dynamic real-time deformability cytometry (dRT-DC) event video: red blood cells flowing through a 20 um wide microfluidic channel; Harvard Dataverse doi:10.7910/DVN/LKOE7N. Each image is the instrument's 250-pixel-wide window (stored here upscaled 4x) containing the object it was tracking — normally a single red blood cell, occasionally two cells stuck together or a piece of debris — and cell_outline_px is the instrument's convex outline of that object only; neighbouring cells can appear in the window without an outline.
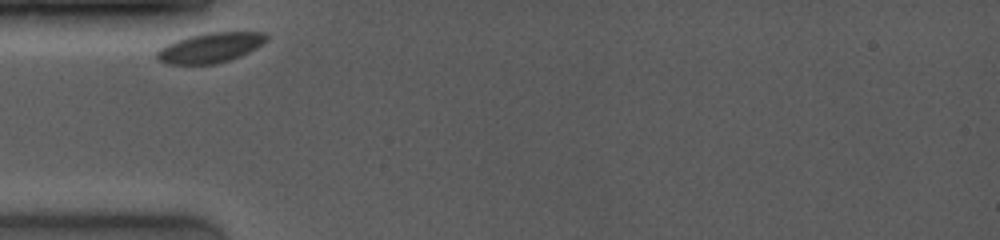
{"species": "common noctule bat (a hibernating species)", "species_latin": "Nyctalus noctula", "temperature_condition": "room temperature", "stored_images_in_passage": 33, "camera_frame_rate_fps": 4000, "um_per_image_px": 0.085, "animal": {"sex": "female", "body_mass_g": 19.0, "forearm_length_mm": 53.3}, "frame": {"image": 1, "passage_image": 1, "time_ms": 0.0, "image_size_px": [1000, 240], "cell_outline_px": [[268, 40], [256, 48], [240, 56], [216, 64], [164, 64], [156, 56], [156, 52], [160, 48], [176, 40], [188, 36], [208, 32], [264, 32], [268, 36]], "centroid_in_image_um": [17.88, 4.05], "position_along_channel_um": 67.1, "area_um2": 19.07}}
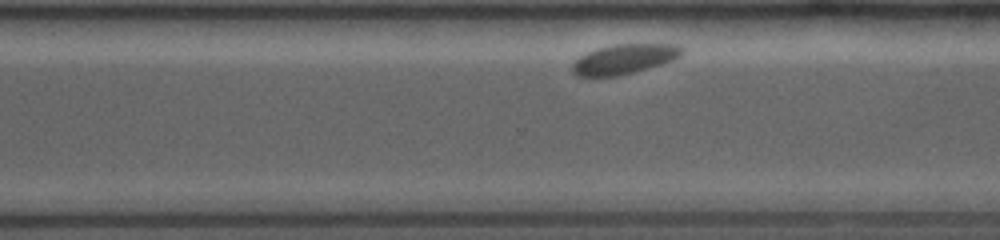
{"frame": {"image": 2, "passage_image": 26, "time_ms": 7.25, "image_size_px": [1000, 240], "cell_outline_px": [[684, 52], [676, 60], [664, 64], [620, 76], [576, 76], [568, 68], [580, 56], [596, 48], [616, 44], [676, 44], [684, 48]], "centroid_in_image_um": [53.08, 5.03], "position_along_channel_um": 317.5, "area_um2": 19.42}}
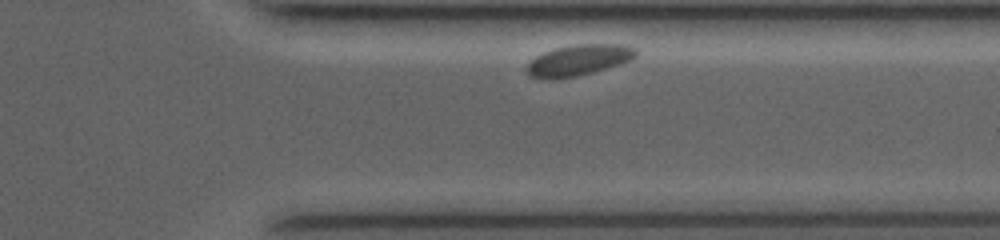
{"frame": {"image": 3, "passage_image": 30, "time_ms": 8.5, "image_size_px": [1000, 240], "cell_outline_px": [[640, 52], [632, 60], [620, 64], [592, 72], [576, 76], [552, 80], [548, 80], [532, 76], [524, 68], [536, 56], [544, 52], [556, 48], [576, 44], [624, 44], [636, 48]], "centroid_in_image_um": [49.22, 5.11], "position_along_channel_um": 362.2, "area_um2": 19.77}}